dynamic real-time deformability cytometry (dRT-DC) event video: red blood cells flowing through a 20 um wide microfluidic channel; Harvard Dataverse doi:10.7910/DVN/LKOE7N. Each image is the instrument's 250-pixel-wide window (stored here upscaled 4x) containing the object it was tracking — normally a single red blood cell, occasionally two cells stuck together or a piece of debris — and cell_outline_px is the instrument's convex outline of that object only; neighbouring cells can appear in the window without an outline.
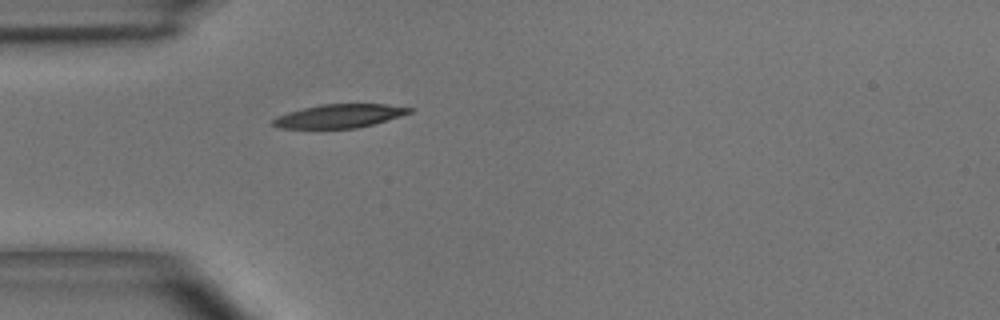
{"species": "common noctule bat (a hibernating species)", "species_latin": "Nyctalus noctula", "temperature_condition": "room temperature", "stored_images_in_passage": 37, "camera_frame_rate_fps": 3000, "um_per_image_px": 0.085, "animal": {"sex": "male", "body_mass_g": 15.6}, "frame": {"image": 1, "passage_image": 1, "time_ms": 0.0, "image_size_px": [1000, 320], "cell_outline_px": [[412, 112], [400, 116], [372, 124], [356, 128], [280, 128], [268, 124], [276, 116], [288, 112], [320, 104], [384, 104], [412, 108]], "centroid_in_image_um": [28.78, 9.86], "position_along_channel_um": 56.2, "area_um2": 18.61}}
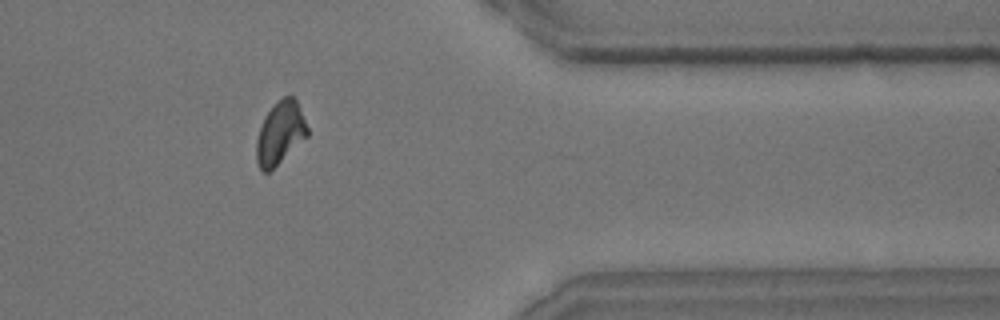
{"frame": {"image": 2, "passage_image": 28, "time_ms": 9.0, "image_size_px": [1000, 320], "cell_outline_px": [[308, 136], [268, 172], [260, 172], [256, 164], [256, 140], [264, 116], [284, 96], [292, 96], [296, 100], [308, 128]], "centroid_in_image_um": [23.79, 11.34], "position_along_channel_um": 387.6, "area_um2": 18.32}}
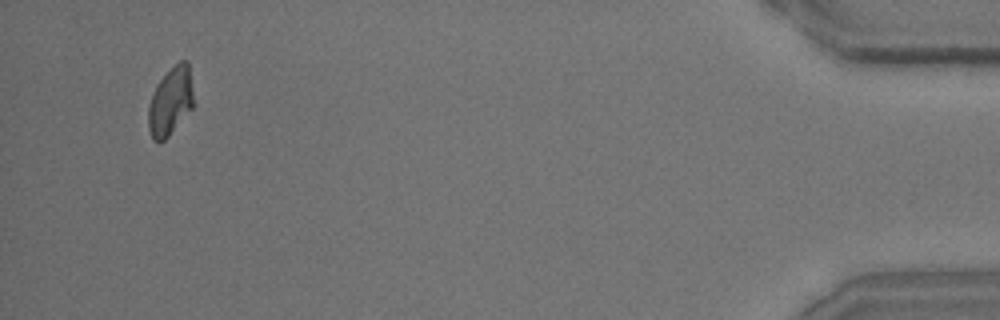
{"frame": {"image": 3, "passage_image": 35, "time_ms": 11.333, "image_size_px": [1000, 320], "cell_outline_px": [[192, 108], [168, 136], [164, 140], [152, 140], [148, 128], [148, 108], [152, 92], [156, 84], [180, 60], [188, 60], [192, 92]], "centroid_in_image_um": [14.46, 8.62], "position_along_channel_um": 420.7, "area_um2": 17.57}, "authors_computed_cell_mechanics": {"area_um2": 18.9584, "velocity_mm_per_s": 3.9238, "shape_relaxation_time_tau1_ms": 4.083, "shape_relaxation_time_tau2_ms": 5.2253, "deformation_change_tau1": 0.1518, "deformation_change_tau2": 0.1014}}